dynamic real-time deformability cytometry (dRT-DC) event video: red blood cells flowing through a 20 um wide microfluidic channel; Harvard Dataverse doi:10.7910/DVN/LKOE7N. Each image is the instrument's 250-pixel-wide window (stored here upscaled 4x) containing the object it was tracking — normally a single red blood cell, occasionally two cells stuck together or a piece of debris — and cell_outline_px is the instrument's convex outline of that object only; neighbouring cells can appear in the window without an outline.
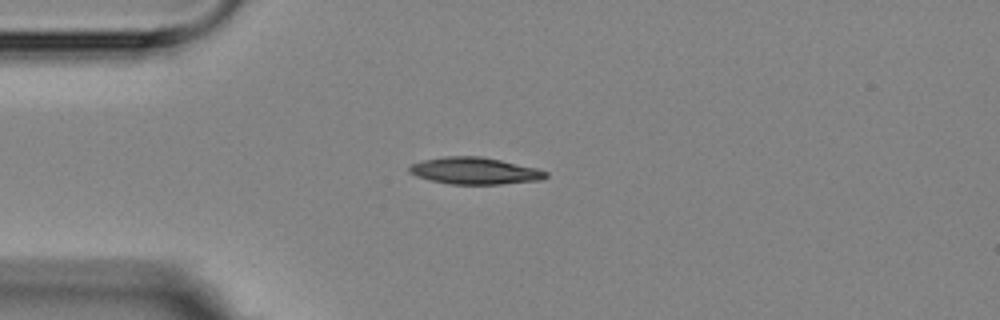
{"species": "Egyptian fruit bat (a non-hibernating species)", "species_latin": "Rousettus aegyptiacus", "temperature_condition": "room temperature", "stored_images_in_passage": 7, "camera_frame_rate_fps": 3000, "um_per_image_px": 0.085, "animal": {"sex": "female"}, "frame": {"image": 1, "passage_image": 4, "time_ms": 3.333, "image_size_px": [1000, 320], "cell_outline_px": [[548, 176], [540, 180], [500, 184], [452, 184], [432, 180], [416, 176], [408, 172], [408, 168], [412, 164], [420, 160], [444, 156], [480, 156], [500, 160], [536, 168], [548, 172]], "centroid_in_image_um": [40.32, 14.51], "position_along_channel_um": 44.7, "area_um2": 21.27}}
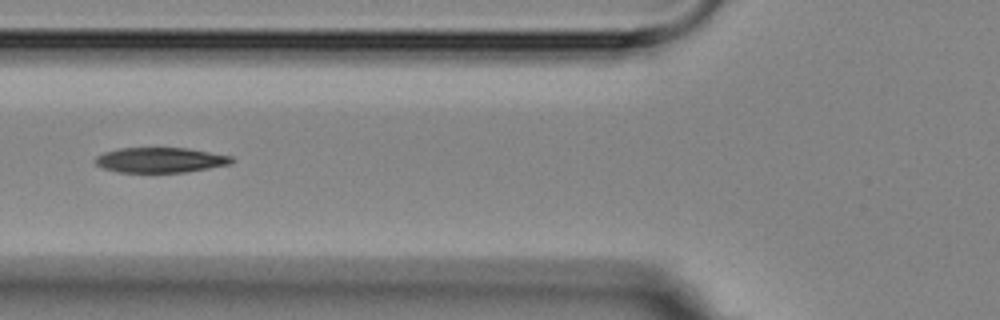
{"frame": {"image": 2, "passage_image": 6, "time_ms": 5.667, "image_size_px": [1000, 320], "cell_outline_px": [[236, 160], [232, 164], [184, 172], [116, 172], [104, 168], [96, 164], [92, 160], [96, 156], [104, 152], [116, 148], [188, 148], [232, 156]], "centroid_in_image_um": [13.62, 13.6], "position_along_channel_um": 112.2, "area_um2": 20.11}}
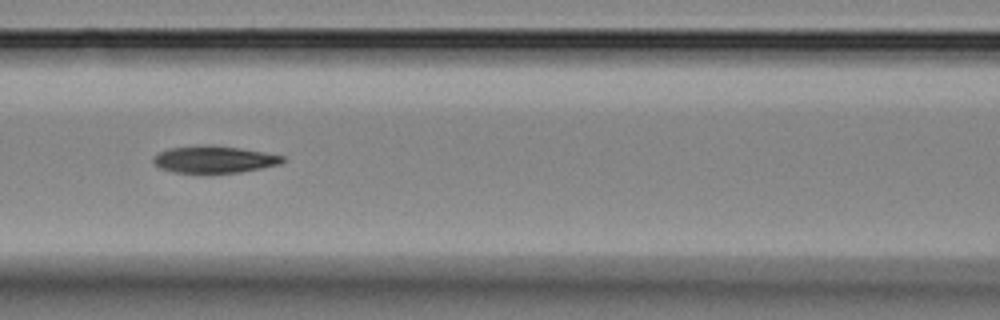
{"frame": {"image": 3, "passage_image": 7, "time_ms": 6.667, "image_size_px": [1000, 320], "cell_outline_px": [[284, 160], [280, 164], [240, 172], [172, 172], [160, 168], [152, 160], [152, 156], [168, 148], [208, 144], [212, 144], [240, 148], [284, 156]], "centroid_in_image_um": [18.16, 13.53], "position_along_channel_um": 148.4, "area_um2": 20.17}}